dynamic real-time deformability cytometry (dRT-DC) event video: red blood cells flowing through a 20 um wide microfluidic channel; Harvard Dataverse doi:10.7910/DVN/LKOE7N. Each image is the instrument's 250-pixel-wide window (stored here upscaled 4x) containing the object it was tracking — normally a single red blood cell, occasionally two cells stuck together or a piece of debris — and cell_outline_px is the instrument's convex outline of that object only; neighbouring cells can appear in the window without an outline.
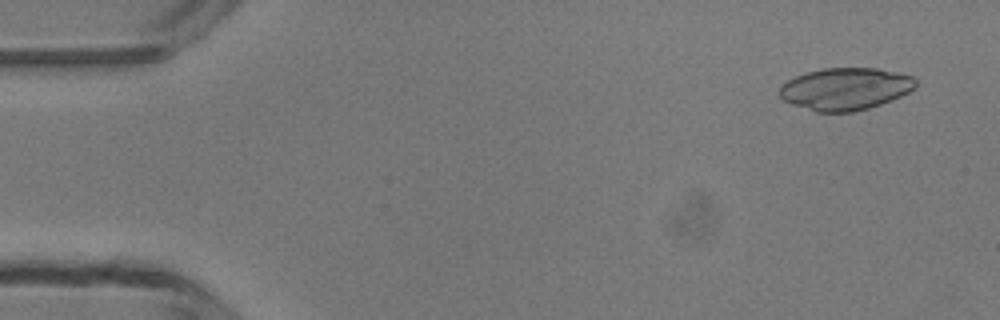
{"species": "common noctule bat (a hibernating species)", "species_latin": "Nyctalus noctula", "temperature_condition": "room temperature", "stored_images_in_passage": 49, "camera_frame_rate_fps": 3000, "um_per_image_px": 0.085, "animal": {"sex": "male", "body_mass_g": 13.3}, "frame": {"image": 1, "passage_image": 3, "time_ms": 0.667, "image_size_px": [1000, 320], "cell_outline_px": [[916, 88], [892, 100], [868, 108], [852, 112], [816, 112], [792, 104], [784, 100], [780, 96], [780, 88], [788, 80], [796, 76], [808, 72], [824, 68], [876, 68], [896, 72], [912, 76], [916, 80]], "centroid_in_image_um": [71.87, 7.56], "position_along_channel_um": 13.1, "area_um2": 33.29}}